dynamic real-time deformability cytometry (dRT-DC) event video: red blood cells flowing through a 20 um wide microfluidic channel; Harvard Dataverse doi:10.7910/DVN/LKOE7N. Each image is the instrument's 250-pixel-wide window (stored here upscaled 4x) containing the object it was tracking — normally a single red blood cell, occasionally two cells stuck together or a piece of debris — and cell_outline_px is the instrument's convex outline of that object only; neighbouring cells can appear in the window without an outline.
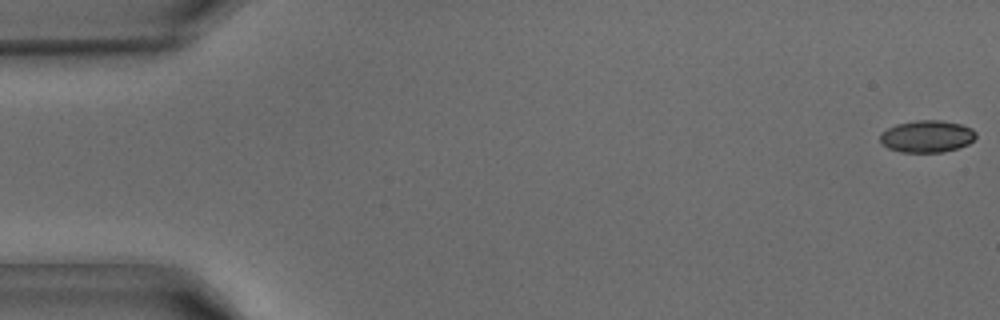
{"species": "common noctule bat (a hibernating species)", "species_latin": "Nyctalus noctula", "temperature_condition": "warm", "stored_images_in_passage": 43, "camera_frame_rate_fps": 3000, "um_per_image_px": 0.085, "animal": {"sex": "male", "body_mass_g": 15.6}, "frame": {"image": 1, "passage_image": 1, "time_ms": 0.0, "image_size_px": [1000, 320], "cell_outline_px": [[976, 136], [968, 144], [960, 148], [944, 152], [900, 152], [888, 148], [880, 144], [880, 132], [896, 124], [916, 120], [940, 120], [960, 124], [972, 128], [976, 132]], "centroid_in_image_um": [78.77, 11.6], "position_along_channel_um": 6.2, "area_um2": 18.09}}
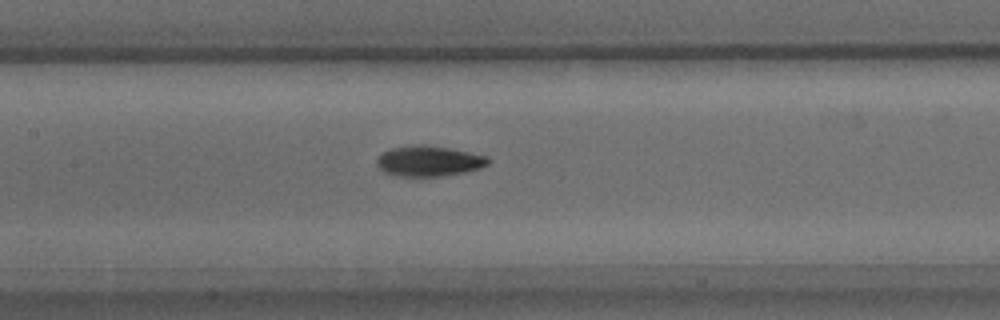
{"frame": {"image": 2, "passage_image": 20, "time_ms": 6.333, "image_size_px": [1000, 320], "cell_outline_px": [[492, 160], [488, 164], [480, 168], [464, 172], [440, 176], [396, 176], [384, 172], [376, 164], [376, 160], [384, 152], [392, 148], [416, 144], [424, 144], [448, 148], [488, 156]], "centroid_in_image_um": [36.47, 13.69], "position_along_channel_um": 170.9, "area_um2": 19.71}}
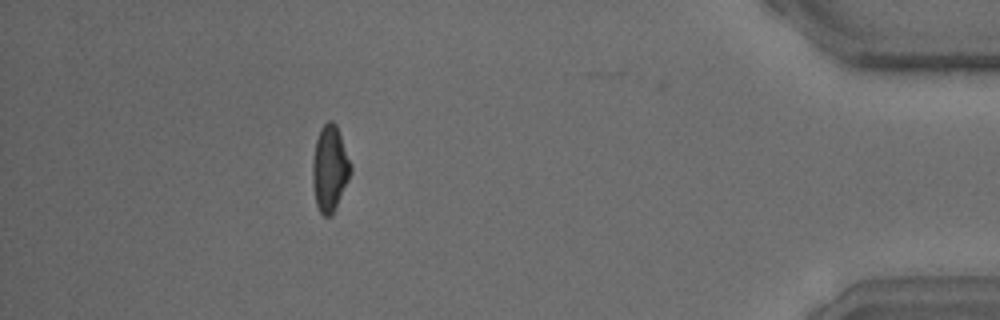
{"frame": {"image": 3, "passage_image": 38, "time_ms": 12.333, "image_size_px": [1000, 320], "cell_outline_px": [[352, 172], [332, 216], [324, 216], [320, 212], [316, 204], [312, 184], [312, 160], [316, 140], [320, 128], [328, 120], [332, 120], [336, 124], [352, 164]], "centroid_in_image_um": [28.03, 14.32], "position_along_channel_um": 407.2, "area_um2": 19.31}}